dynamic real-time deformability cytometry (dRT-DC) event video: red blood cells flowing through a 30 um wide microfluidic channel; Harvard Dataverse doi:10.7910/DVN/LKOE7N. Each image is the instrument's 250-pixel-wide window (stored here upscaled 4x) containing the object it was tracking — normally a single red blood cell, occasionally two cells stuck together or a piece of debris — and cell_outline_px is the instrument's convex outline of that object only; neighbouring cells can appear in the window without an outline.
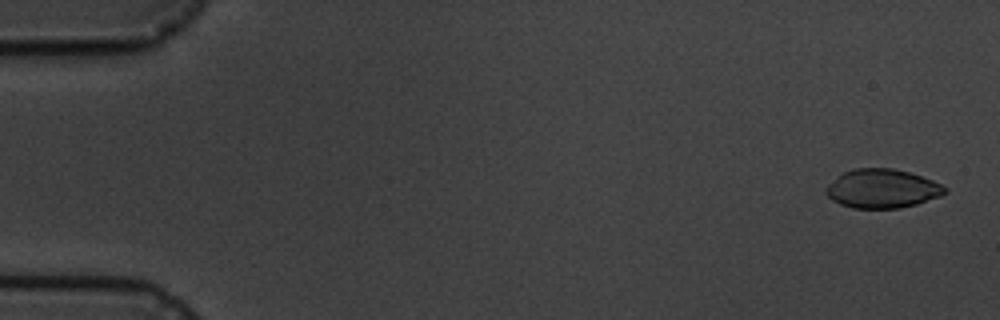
{"species": "common noctule bat (a hibernating species)", "species_latin": "Nyctalus noctula", "temperature_condition": "cold", "stored_images_in_passage": 6, "segment_of_instrument_passage": [1, 2], "camera_frame_rate_fps": 3000, "um_per_image_px": 0.085, "animal": {"sex": "male", "body_mass_g": 19.5, "forearm_length_mm": 54.6}, "frame": {"image": 1, "passage_image": 1, "time_ms": 0.0, "image_size_px": [1000, 320], "cell_outline_px": [[948, 192], [940, 196], [916, 204], [900, 208], [852, 208], [840, 204], [832, 200], [824, 192], [824, 188], [828, 184], [844, 172], [852, 168], [892, 168], [908, 172], [932, 180], [948, 188]], "centroid_in_image_um": [74.97, 16.03], "position_along_channel_um": 10.0, "area_um2": 26.93}}